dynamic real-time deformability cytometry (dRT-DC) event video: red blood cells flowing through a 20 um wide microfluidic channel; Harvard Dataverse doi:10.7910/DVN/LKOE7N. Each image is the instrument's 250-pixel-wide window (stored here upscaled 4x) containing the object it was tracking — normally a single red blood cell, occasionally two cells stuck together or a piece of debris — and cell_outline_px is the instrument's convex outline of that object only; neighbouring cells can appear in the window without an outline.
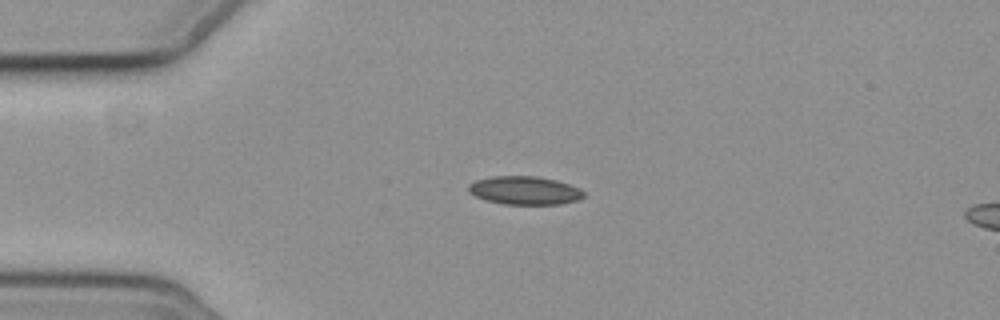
{"species": "common noctule bat (a hibernating species)", "species_latin": "Nyctalus noctula", "temperature_condition": "cold", "stored_images_in_passage": 3, "camera_frame_rate_fps": 3000, "um_per_image_px": 0.085, "animal": {"sex": "female", "body_mass_g": 19.3, "forearm_length_mm": 54.1}, "frame": {"image": 1, "passage_image": 1, "time_ms": 0.0, "image_size_px": [1000, 320], "cell_outline_px": [[584, 196], [576, 200], [560, 204], [504, 204], [488, 200], [476, 196], [468, 192], [468, 184], [476, 180], [492, 176], [536, 176], [556, 180], [580, 188], [584, 192]], "centroid_in_image_um": [44.58, 16.18], "position_along_channel_um": 40.4, "area_um2": 18.9}}